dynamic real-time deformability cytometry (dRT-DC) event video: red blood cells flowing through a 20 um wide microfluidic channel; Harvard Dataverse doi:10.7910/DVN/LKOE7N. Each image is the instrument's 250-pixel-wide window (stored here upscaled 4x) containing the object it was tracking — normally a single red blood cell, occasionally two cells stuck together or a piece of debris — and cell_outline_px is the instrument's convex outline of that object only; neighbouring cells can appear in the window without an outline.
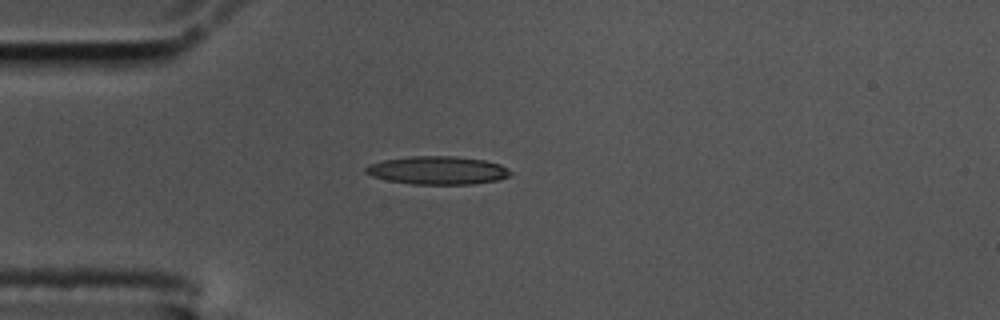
{"species": "common noctule bat (a hibernating species)", "species_latin": "Nyctalus noctula", "temperature_condition": "cold", "stored_images_in_passage": 43, "camera_frame_rate_fps": 3000, "um_per_image_px": 0.085, "animal": {"sex": "male", "body_mass_g": 17.5, "forearm_length_mm": 52.3}, "frame": {"image": 1, "passage_image": 1, "time_ms": 0.0, "image_size_px": [1000, 320], "cell_outline_px": [[512, 172], [508, 176], [496, 180], [472, 184], [412, 184], [388, 180], [372, 176], [364, 172], [364, 168], [368, 164], [384, 160], [412, 156], [456, 156], [484, 160], [500, 164]], "centroid_in_image_um": [37.17, 14.47], "position_along_channel_um": 47.8, "area_um2": 23.64}}
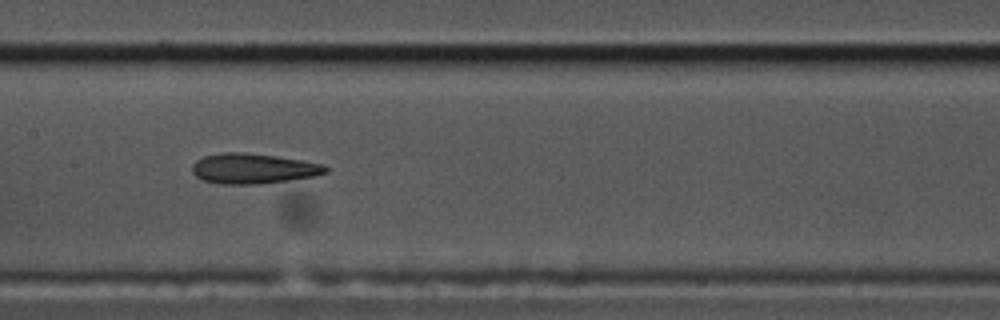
{"frame": {"image": 2, "passage_image": 14, "time_ms": 4.333, "image_size_px": [1000, 320], "cell_outline_px": [[328, 172], [316, 176], [288, 180], [256, 184], [220, 184], [204, 180], [196, 176], [192, 172], [192, 164], [196, 160], [204, 156], [224, 152], [240, 152], [276, 156], [324, 164], [328, 168]], "centroid_in_image_um": [21.52, 14.33], "position_along_channel_um": 185.9, "area_um2": 23.41}}
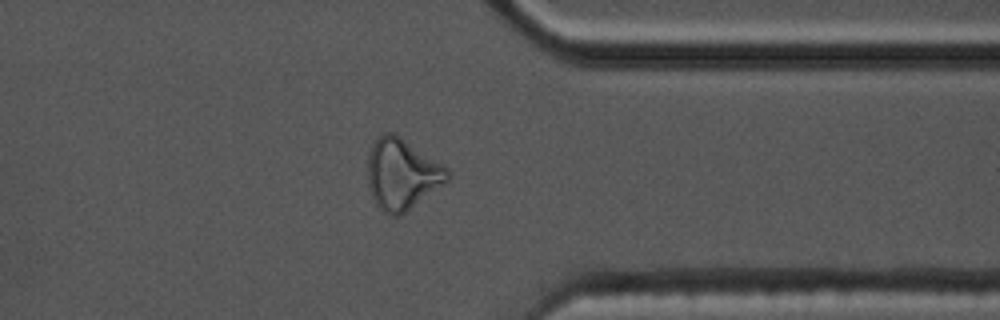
{"frame": {"image": 3, "passage_image": 31, "time_ms": 10.0, "image_size_px": [1000, 320], "cell_outline_px": [[452, 176], [448, 180], [400, 216], [392, 216], [384, 212], [376, 204], [372, 196], [368, 184], [368, 152], [372, 144], [384, 132], [392, 132], [400, 136], [448, 168]], "centroid_in_image_um": [34.15, 14.79], "position_along_channel_um": 377.2, "area_um2": 32.66}, "authors_computed_cell_mechanics": {"area_um2": 23.6402, "velocity_mm_per_s": 3.4861, "shape_relaxation_time_tau1_ms": null, "shape_relaxation_time_tau2_ms": 1.9269, "deformation_change_tau1": null, "deformation_change_tau2": 0.1292}}